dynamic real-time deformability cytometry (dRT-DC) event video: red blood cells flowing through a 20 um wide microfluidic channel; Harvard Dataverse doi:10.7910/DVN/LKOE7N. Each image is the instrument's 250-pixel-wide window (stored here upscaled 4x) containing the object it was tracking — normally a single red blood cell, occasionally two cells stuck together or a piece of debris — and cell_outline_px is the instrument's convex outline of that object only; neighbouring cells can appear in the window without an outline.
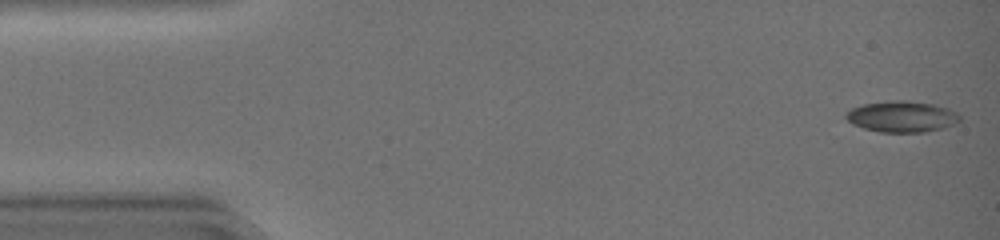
{"species": "common noctule bat (a hibernating species)", "species_latin": "Nyctalus noctula", "temperature_condition": "warm", "stored_images_in_passage": 45, "camera_frame_rate_fps": 3000, "um_per_image_px": 0.085, "animal": {"sex": "female", "body_mass_g": 19.0, "forearm_length_mm": 51.5}, "frame": {"image": 1, "passage_image": 1, "time_ms": 0.0, "image_size_px": [1000, 240], "cell_outline_px": [[960, 120], [952, 124], [940, 128], [924, 132], [880, 132], [864, 128], [852, 124], [844, 116], [852, 108], [864, 104], [896, 100], [904, 100], [932, 104], [948, 108], [956, 112], [960, 116]], "centroid_in_image_um": [76.64, 9.91], "position_along_channel_um": 8.4, "area_um2": 20.29}}
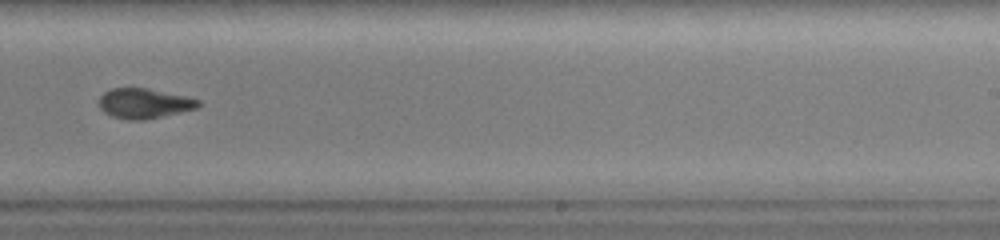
{"frame": {"image": 2, "passage_image": 29, "time_ms": 9.333, "image_size_px": [1000, 240], "cell_outline_px": [[200, 104], [196, 108], [180, 112], [144, 120], [128, 120], [112, 116], [104, 112], [100, 108], [100, 96], [104, 92], [112, 88], [148, 88], [184, 96], [200, 100]], "centroid_in_image_um": [12.23, 8.79], "position_along_channel_um": 276.8, "area_um2": 17.17}}
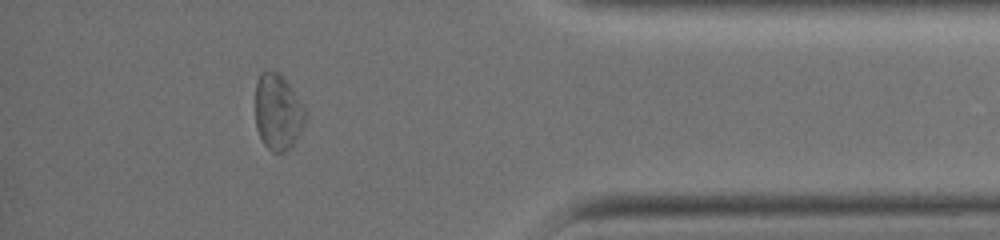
{"frame": {"image": 3, "passage_image": 40, "time_ms": 13.0, "image_size_px": [1000, 240], "cell_outline_px": [[308, 112], [304, 124], [300, 132], [292, 144], [284, 152], [272, 152], [264, 144], [256, 128], [256, 80], [264, 72], [280, 72], [304, 104]], "centroid_in_image_um": [23.64, 9.51], "position_along_channel_um": 411.6, "area_um2": 22.14}, "authors_computed_cell_mechanics": {"area_um2": 18.207, "velocity_mm_per_s": 4.2441, "shape_relaxation_time_tau1_ms": 6.616, "shape_relaxation_time_tau2_ms": 2.6059, "deformation_change_tau1": 0.1943, "deformation_change_tau2": 0.0877}}